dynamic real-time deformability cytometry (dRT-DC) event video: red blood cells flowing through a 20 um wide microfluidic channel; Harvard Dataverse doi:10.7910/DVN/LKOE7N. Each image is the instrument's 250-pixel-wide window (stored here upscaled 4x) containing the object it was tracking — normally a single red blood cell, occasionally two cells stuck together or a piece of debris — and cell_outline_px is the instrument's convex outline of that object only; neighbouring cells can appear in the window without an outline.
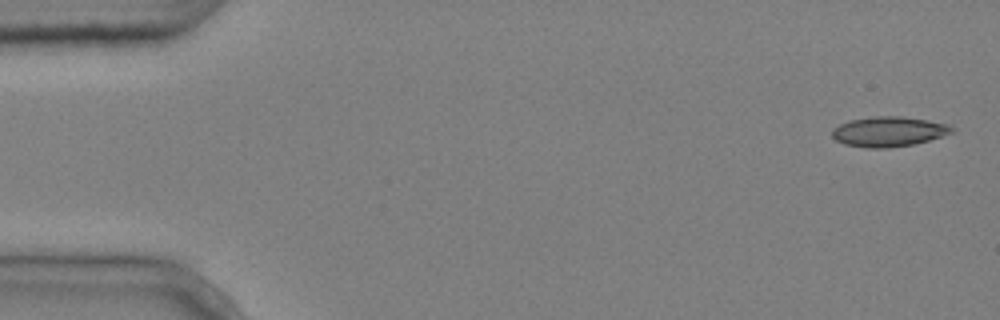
{"species": "common noctule bat (a hibernating species)", "species_latin": "Nyctalus noctula", "temperature_condition": "cold", "stored_images_in_passage": 5, "camera_frame_rate_fps": 3000, "um_per_image_px": 0.085, "animal": {"sex": "male", "body_mass_g": 20.4}, "frame": {"image": 1, "passage_image": 1, "time_ms": 0.0, "image_size_px": [1000, 320], "cell_outline_px": [[952, 132], [928, 140], [912, 144], [888, 148], [864, 148], [844, 144], [836, 140], [832, 136], [832, 128], [848, 120], [876, 116], [900, 116], [948, 124], [952, 128]], "centroid_in_image_um": [75.45, 11.19], "position_along_channel_um": 9.5, "area_um2": 20.69}}
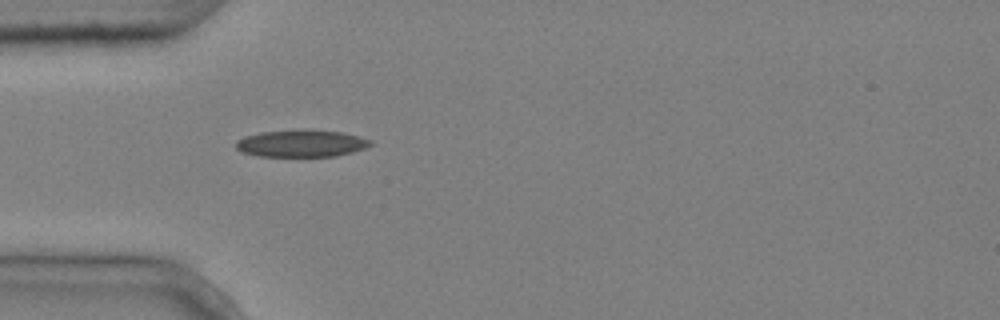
{"frame": {"image": 2, "passage_image": 5, "time_ms": 1.333, "image_size_px": [1000, 320], "cell_outline_px": [[372, 144], [364, 148], [352, 152], [336, 156], [256, 156], [240, 152], [236, 148], [236, 140], [244, 136], [260, 132], [304, 128], [340, 132], [360, 136], [372, 140]], "centroid_in_image_um": [25.58, 12.17], "position_along_channel_um": 59.4, "area_um2": 21.62}}